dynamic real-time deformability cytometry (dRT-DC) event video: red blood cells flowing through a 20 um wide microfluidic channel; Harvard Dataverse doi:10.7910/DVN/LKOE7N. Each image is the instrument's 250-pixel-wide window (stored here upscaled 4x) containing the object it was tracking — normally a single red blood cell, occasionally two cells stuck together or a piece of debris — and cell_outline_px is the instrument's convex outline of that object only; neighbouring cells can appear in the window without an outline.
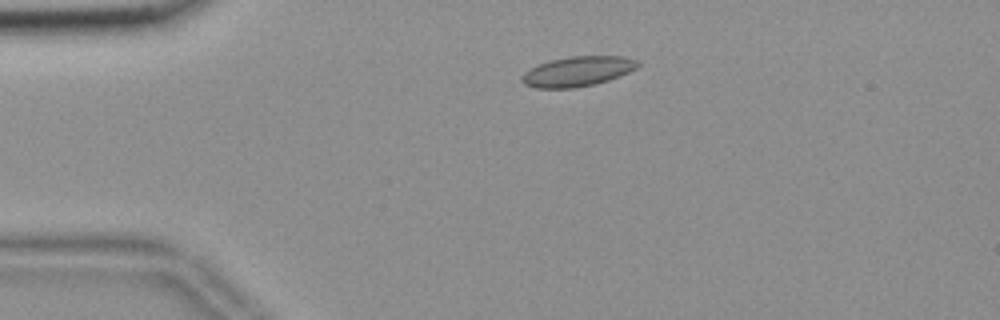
{"species": "common noctule bat (a hibernating species)", "species_latin": "Nyctalus noctula", "temperature_condition": "room temperature", "stored_images_in_passage": 46, "camera_frame_rate_fps": 3000, "um_per_image_px": 0.085, "animal": {"sex": "female", "body_mass_g": 18.4}, "frame": {"image": 1, "passage_image": 3, "time_ms": 0.667, "image_size_px": [1000, 320], "cell_outline_px": [[640, 64], [636, 68], [620, 76], [608, 80], [592, 84], [572, 88], [536, 88], [524, 84], [520, 80], [520, 76], [524, 72], [548, 60], [568, 56], [624, 56], [636, 60]], "centroid_in_image_um": [49.07, 6.06], "position_along_channel_um": 35.9, "area_um2": 20.17}}
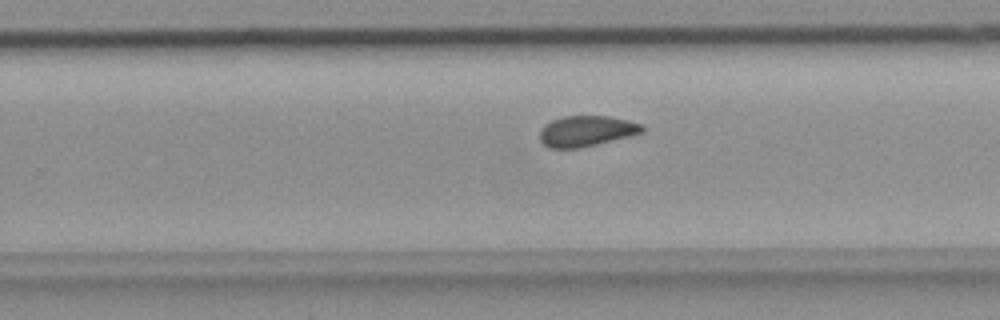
{"frame": {"image": 2, "passage_image": 26, "time_ms": 8.333, "image_size_px": [1000, 320], "cell_outline_px": [[644, 132], [580, 148], [548, 148], [540, 140], [540, 128], [544, 124], [552, 120], [564, 116], [608, 116], [628, 120], [644, 124]], "centroid_in_image_um": [49.83, 11.13], "position_along_channel_um": 280.0, "area_um2": 18.32}}
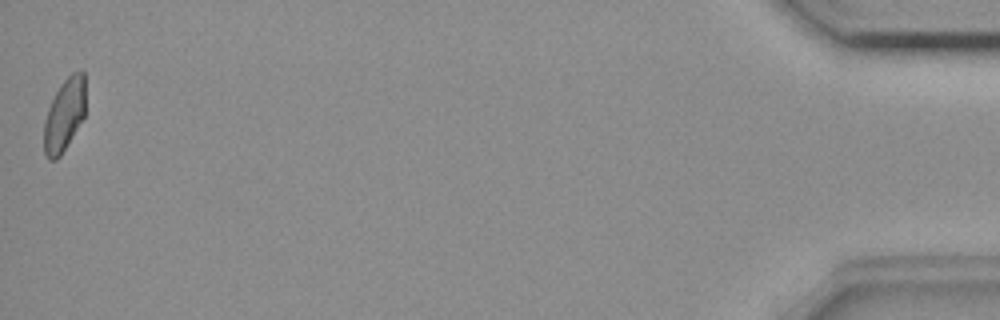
{"frame": {"image": 3, "passage_image": 46, "time_ms": 15.0, "image_size_px": [1000, 320], "cell_outline_px": [[84, 116], [60, 156], [56, 160], [48, 160], [44, 152], [44, 120], [48, 108], [60, 84], [72, 72], [80, 68], [84, 72]], "centroid_in_image_um": [5.45, 9.74], "position_along_channel_um": 429.7, "area_um2": 17.46}, "authors_computed_cell_mechanics": {"area_um2": 18.7272, "velocity_mm_per_s": 3.6717, "shape_relaxation_time_tau1_ms": null, "shape_relaxation_time_tau2_ms": 1.7457, "deformation_change_tau1": null, "deformation_change_tau2": 0.079}}